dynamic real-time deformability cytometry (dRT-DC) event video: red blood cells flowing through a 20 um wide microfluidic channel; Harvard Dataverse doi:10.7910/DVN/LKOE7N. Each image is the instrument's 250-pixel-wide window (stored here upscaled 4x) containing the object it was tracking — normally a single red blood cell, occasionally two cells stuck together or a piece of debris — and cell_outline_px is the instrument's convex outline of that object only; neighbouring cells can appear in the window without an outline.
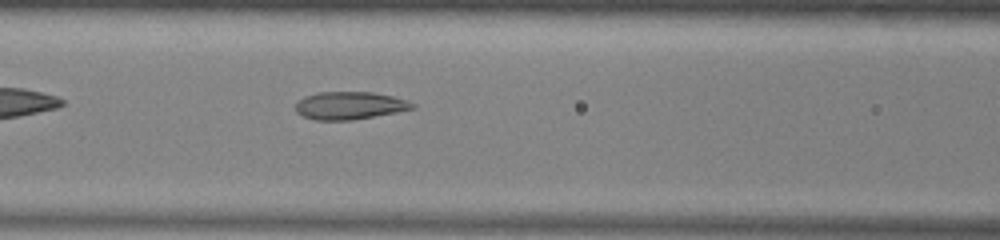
{"species": "common noctule bat (a hibernating species)", "species_latin": "Nyctalus noctula", "temperature_condition": "warm", "stored_images_in_passage": 30, "camera_frame_rate_fps": 3000, "um_per_image_px": 0.085, "animal": {"sex": "male", "body_mass_g": 13.0, "forearm_length_mm": 53.1}, "frame": {"image": 1, "passage_image": 6, "time_ms": 1.667, "image_size_px": [1000, 240], "cell_outline_px": [[416, 108], [396, 112], [352, 120], [316, 120], [304, 116], [296, 112], [296, 100], [304, 96], [320, 92], [372, 92], [392, 96], [416, 104]], "centroid_in_image_um": [29.69, 8.97], "position_along_channel_um": 136.9, "area_um2": 18.79}}
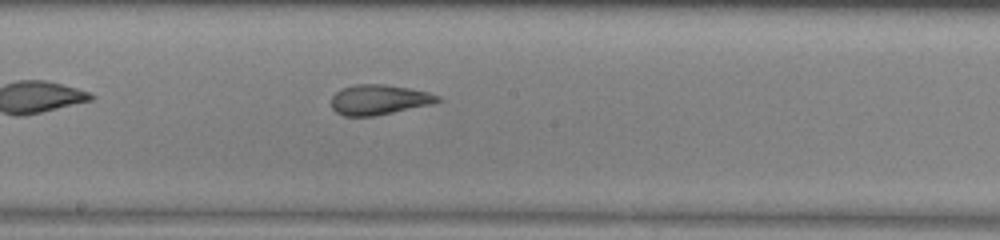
{"frame": {"image": 2, "passage_image": 12, "time_ms": 3.667, "image_size_px": [1000, 240], "cell_outline_px": [[444, 100], [428, 104], [392, 112], [372, 116], [344, 116], [336, 112], [332, 108], [332, 96], [340, 88], [356, 84], [384, 84], [408, 88], [428, 92], [440, 96]], "centroid_in_image_um": [32.18, 8.46], "position_along_channel_um": 216.0, "area_um2": 18.44}}
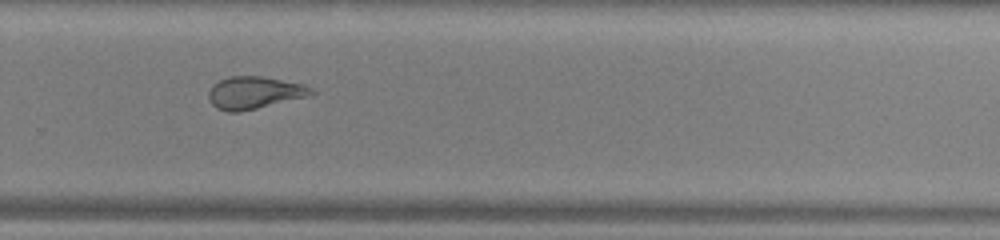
{"frame": {"image": 3, "passage_image": 19, "time_ms": 6.0, "image_size_px": [1000, 240], "cell_outline_px": [[316, 92], [304, 96], [240, 112], [228, 112], [216, 108], [208, 100], [208, 92], [212, 84], [220, 80], [232, 76], [260, 76], [304, 84], [312, 88]], "centroid_in_image_um": [21.54, 7.87], "position_along_channel_um": 308.3, "area_um2": 19.07}}